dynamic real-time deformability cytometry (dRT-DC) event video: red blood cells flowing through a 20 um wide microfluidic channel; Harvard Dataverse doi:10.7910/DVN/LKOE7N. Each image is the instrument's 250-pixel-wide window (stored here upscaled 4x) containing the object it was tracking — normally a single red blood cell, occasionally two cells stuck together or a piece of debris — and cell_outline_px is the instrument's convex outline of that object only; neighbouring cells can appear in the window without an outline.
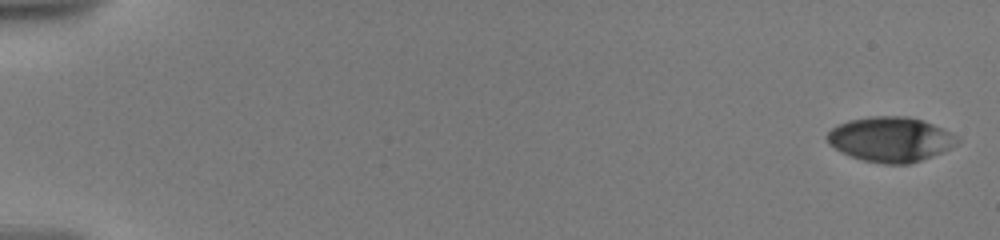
{"species": "human", "species_latin": "Homo sapiens", "temperature_condition": "warm", "stored_images_in_passage": 16, "camera_frame_rate_fps": 3000, "um_per_image_px": 0.085, "donor": {"sex": "male"}, "frame": {"image": 1, "passage_image": 1, "time_ms": 0.0, "image_size_px": [1000, 240], "cell_outline_px": [[960, 140], [956, 144], [932, 156], [908, 164], [884, 164], [864, 160], [852, 156], [828, 144], [828, 132], [832, 128], [848, 120], [868, 116], [908, 116], [924, 120], [956, 136]], "centroid_in_image_um": [75.68, 11.83], "position_along_channel_um": 9.3, "area_um2": 33.52}}
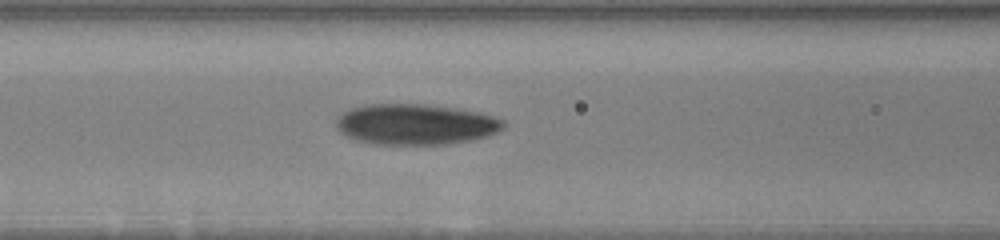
{"frame": {"image": 2, "passage_image": 14, "time_ms": 8.333, "image_size_px": [1000, 240], "cell_outline_px": [[504, 128], [488, 136], [472, 140], [444, 144], [376, 144], [356, 140], [340, 132], [336, 128], [336, 120], [344, 112], [352, 108], [364, 104], [424, 104], [480, 112], [504, 120]], "centroid_in_image_um": [35.32, 10.57], "position_along_channel_um": 131.3, "area_um2": 39.54}}
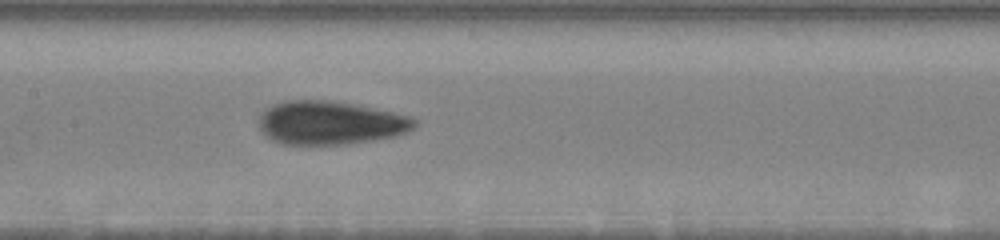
{"frame": {"image": 3, "passage_image": 16, "time_ms": 9.667, "image_size_px": [1000, 240], "cell_outline_px": [[416, 128], [408, 132], [396, 136], [376, 140], [344, 144], [280, 144], [272, 140], [260, 132], [260, 112], [264, 108], [272, 104], [284, 100], [328, 100], [360, 104], [408, 116], [416, 120]], "centroid_in_image_um": [28.06, 10.43], "position_along_channel_um": 179.3, "area_um2": 40.0}}